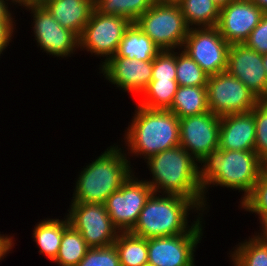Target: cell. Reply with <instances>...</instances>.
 I'll list each match as a JSON object with an SVG mask.
<instances>
[{"label": "cell", "instance_id": "1", "mask_svg": "<svg viewBox=\"0 0 267 266\" xmlns=\"http://www.w3.org/2000/svg\"><path fill=\"white\" fill-rule=\"evenodd\" d=\"M199 164V182L203 189L205 209L208 212L210 205L207 202V193L211 187H226L228 190L244 193L239 201L241 204L252 192L260 175L267 169V165L255 151L220 148L212 150Z\"/></svg>", "mask_w": 267, "mask_h": 266}, {"label": "cell", "instance_id": "2", "mask_svg": "<svg viewBox=\"0 0 267 266\" xmlns=\"http://www.w3.org/2000/svg\"><path fill=\"white\" fill-rule=\"evenodd\" d=\"M191 213H197L193 222L188 219ZM204 215L205 212L190 199L153 192L130 233L145 239L185 233H204L203 224L205 223L202 222Z\"/></svg>", "mask_w": 267, "mask_h": 266}, {"label": "cell", "instance_id": "3", "mask_svg": "<svg viewBox=\"0 0 267 266\" xmlns=\"http://www.w3.org/2000/svg\"><path fill=\"white\" fill-rule=\"evenodd\" d=\"M152 174L145 179L154 193L183 196L192 200L205 214L204 194L199 182V162L182 146L150 156L144 161Z\"/></svg>", "mask_w": 267, "mask_h": 266}, {"label": "cell", "instance_id": "4", "mask_svg": "<svg viewBox=\"0 0 267 266\" xmlns=\"http://www.w3.org/2000/svg\"><path fill=\"white\" fill-rule=\"evenodd\" d=\"M134 112L123 135L125 143L121 144L128 158L135 156L145 161L152 155L180 146L179 118L173 112L140 105Z\"/></svg>", "mask_w": 267, "mask_h": 266}, {"label": "cell", "instance_id": "5", "mask_svg": "<svg viewBox=\"0 0 267 266\" xmlns=\"http://www.w3.org/2000/svg\"><path fill=\"white\" fill-rule=\"evenodd\" d=\"M130 161L125 149L110 145L78 173L71 202L105 204L135 171Z\"/></svg>", "mask_w": 267, "mask_h": 266}, {"label": "cell", "instance_id": "6", "mask_svg": "<svg viewBox=\"0 0 267 266\" xmlns=\"http://www.w3.org/2000/svg\"><path fill=\"white\" fill-rule=\"evenodd\" d=\"M135 23L161 51L182 49L189 31L176 1L155 0Z\"/></svg>", "mask_w": 267, "mask_h": 266}, {"label": "cell", "instance_id": "7", "mask_svg": "<svg viewBox=\"0 0 267 266\" xmlns=\"http://www.w3.org/2000/svg\"><path fill=\"white\" fill-rule=\"evenodd\" d=\"M132 22L120 15H105L94 9L79 36V50L104 58L99 68L113 57L126 29Z\"/></svg>", "mask_w": 267, "mask_h": 266}, {"label": "cell", "instance_id": "8", "mask_svg": "<svg viewBox=\"0 0 267 266\" xmlns=\"http://www.w3.org/2000/svg\"><path fill=\"white\" fill-rule=\"evenodd\" d=\"M206 87L209 110L219 117L249 112L260 102L253 92L227 71L210 75Z\"/></svg>", "mask_w": 267, "mask_h": 266}, {"label": "cell", "instance_id": "9", "mask_svg": "<svg viewBox=\"0 0 267 266\" xmlns=\"http://www.w3.org/2000/svg\"><path fill=\"white\" fill-rule=\"evenodd\" d=\"M70 225L78 231L89 248L112 245L120 231L114 226L104 204L70 202Z\"/></svg>", "mask_w": 267, "mask_h": 266}, {"label": "cell", "instance_id": "10", "mask_svg": "<svg viewBox=\"0 0 267 266\" xmlns=\"http://www.w3.org/2000/svg\"><path fill=\"white\" fill-rule=\"evenodd\" d=\"M135 174L137 173L133 172L104 204L111 221L120 232H130L133 229L142 208L153 193L151 186Z\"/></svg>", "mask_w": 267, "mask_h": 266}, {"label": "cell", "instance_id": "11", "mask_svg": "<svg viewBox=\"0 0 267 266\" xmlns=\"http://www.w3.org/2000/svg\"><path fill=\"white\" fill-rule=\"evenodd\" d=\"M32 16L33 36L40 50L54 57H71L79 50V36L61 26L42 5L23 7Z\"/></svg>", "mask_w": 267, "mask_h": 266}, {"label": "cell", "instance_id": "12", "mask_svg": "<svg viewBox=\"0 0 267 266\" xmlns=\"http://www.w3.org/2000/svg\"><path fill=\"white\" fill-rule=\"evenodd\" d=\"M229 47L217 27H203L189 28L182 50L210 76L226 71Z\"/></svg>", "mask_w": 267, "mask_h": 266}, {"label": "cell", "instance_id": "13", "mask_svg": "<svg viewBox=\"0 0 267 266\" xmlns=\"http://www.w3.org/2000/svg\"><path fill=\"white\" fill-rule=\"evenodd\" d=\"M220 118L209 110L179 119L180 146L197 162L219 148Z\"/></svg>", "mask_w": 267, "mask_h": 266}, {"label": "cell", "instance_id": "14", "mask_svg": "<svg viewBox=\"0 0 267 266\" xmlns=\"http://www.w3.org/2000/svg\"><path fill=\"white\" fill-rule=\"evenodd\" d=\"M203 233L147 239L148 263L153 266H196L195 254Z\"/></svg>", "mask_w": 267, "mask_h": 266}, {"label": "cell", "instance_id": "15", "mask_svg": "<svg viewBox=\"0 0 267 266\" xmlns=\"http://www.w3.org/2000/svg\"><path fill=\"white\" fill-rule=\"evenodd\" d=\"M226 71L239 79L256 97L267 100V72L263 54L243 44H230Z\"/></svg>", "mask_w": 267, "mask_h": 266}, {"label": "cell", "instance_id": "16", "mask_svg": "<svg viewBox=\"0 0 267 266\" xmlns=\"http://www.w3.org/2000/svg\"><path fill=\"white\" fill-rule=\"evenodd\" d=\"M98 69L116 89L140 96L152 80L153 60H130L114 55Z\"/></svg>", "mask_w": 267, "mask_h": 266}, {"label": "cell", "instance_id": "17", "mask_svg": "<svg viewBox=\"0 0 267 266\" xmlns=\"http://www.w3.org/2000/svg\"><path fill=\"white\" fill-rule=\"evenodd\" d=\"M263 14L251 0H233L220 9L216 27L229 44H243Z\"/></svg>", "mask_w": 267, "mask_h": 266}, {"label": "cell", "instance_id": "18", "mask_svg": "<svg viewBox=\"0 0 267 266\" xmlns=\"http://www.w3.org/2000/svg\"><path fill=\"white\" fill-rule=\"evenodd\" d=\"M256 125L254 108L220 118L219 148L222 150L255 151Z\"/></svg>", "mask_w": 267, "mask_h": 266}, {"label": "cell", "instance_id": "19", "mask_svg": "<svg viewBox=\"0 0 267 266\" xmlns=\"http://www.w3.org/2000/svg\"><path fill=\"white\" fill-rule=\"evenodd\" d=\"M41 5L62 27L80 36L95 9V0H44Z\"/></svg>", "mask_w": 267, "mask_h": 266}, {"label": "cell", "instance_id": "20", "mask_svg": "<svg viewBox=\"0 0 267 266\" xmlns=\"http://www.w3.org/2000/svg\"><path fill=\"white\" fill-rule=\"evenodd\" d=\"M161 52L160 48L132 22L119 43L116 56L130 60L151 61Z\"/></svg>", "mask_w": 267, "mask_h": 266}, {"label": "cell", "instance_id": "21", "mask_svg": "<svg viewBox=\"0 0 267 266\" xmlns=\"http://www.w3.org/2000/svg\"><path fill=\"white\" fill-rule=\"evenodd\" d=\"M35 225L32 238L38 246V252L53 262L59 252L63 231L70 225L68 217L64 216V219L46 218Z\"/></svg>", "mask_w": 267, "mask_h": 266}, {"label": "cell", "instance_id": "22", "mask_svg": "<svg viewBox=\"0 0 267 266\" xmlns=\"http://www.w3.org/2000/svg\"><path fill=\"white\" fill-rule=\"evenodd\" d=\"M179 119L209 111L206 86H179L168 109Z\"/></svg>", "mask_w": 267, "mask_h": 266}, {"label": "cell", "instance_id": "23", "mask_svg": "<svg viewBox=\"0 0 267 266\" xmlns=\"http://www.w3.org/2000/svg\"><path fill=\"white\" fill-rule=\"evenodd\" d=\"M189 28L216 27L220 7L213 0H177Z\"/></svg>", "mask_w": 267, "mask_h": 266}, {"label": "cell", "instance_id": "24", "mask_svg": "<svg viewBox=\"0 0 267 266\" xmlns=\"http://www.w3.org/2000/svg\"><path fill=\"white\" fill-rule=\"evenodd\" d=\"M235 246L228 256L232 266H267V242L259 234L254 232Z\"/></svg>", "mask_w": 267, "mask_h": 266}, {"label": "cell", "instance_id": "25", "mask_svg": "<svg viewBox=\"0 0 267 266\" xmlns=\"http://www.w3.org/2000/svg\"><path fill=\"white\" fill-rule=\"evenodd\" d=\"M113 244L121 266H142L148 263L147 239L130 232H120Z\"/></svg>", "mask_w": 267, "mask_h": 266}, {"label": "cell", "instance_id": "26", "mask_svg": "<svg viewBox=\"0 0 267 266\" xmlns=\"http://www.w3.org/2000/svg\"><path fill=\"white\" fill-rule=\"evenodd\" d=\"M178 87L176 80H151L140 94L138 105L148 109L168 110Z\"/></svg>", "mask_w": 267, "mask_h": 266}, {"label": "cell", "instance_id": "27", "mask_svg": "<svg viewBox=\"0 0 267 266\" xmlns=\"http://www.w3.org/2000/svg\"><path fill=\"white\" fill-rule=\"evenodd\" d=\"M88 249L81 234L69 225L63 231L59 252L53 262L59 266H77Z\"/></svg>", "mask_w": 267, "mask_h": 266}, {"label": "cell", "instance_id": "28", "mask_svg": "<svg viewBox=\"0 0 267 266\" xmlns=\"http://www.w3.org/2000/svg\"><path fill=\"white\" fill-rule=\"evenodd\" d=\"M155 0H95V9L105 15H120L135 22Z\"/></svg>", "mask_w": 267, "mask_h": 266}, {"label": "cell", "instance_id": "29", "mask_svg": "<svg viewBox=\"0 0 267 266\" xmlns=\"http://www.w3.org/2000/svg\"><path fill=\"white\" fill-rule=\"evenodd\" d=\"M176 51V81L178 85L207 86L209 75L182 49Z\"/></svg>", "mask_w": 267, "mask_h": 266}, {"label": "cell", "instance_id": "30", "mask_svg": "<svg viewBox=\"0 0 267 266\" xmlns=\"http://www.w3.org/2000/svg\"><path fill=\"white\" fill-rule=\"evenodd\" d=\"M239 207L244 211L255 213L260 225L267 219V169L260 175L252 192Z\"/></svg>", "mask_w": 267, "mask_h": 266}, {"label": "cell", "instance_id": "31", "mask_svg": "<svg viewBox=\"0 0 267 266\" xmlns=\"http://www.w3.org/2000/svg\"><path fill=\"white\" fill-rule=\"evenodd\" d=\"M256 125L255 152L267 165V100H261L254 107Z\"/></svg>", "mask_w": 267, "mask_h": 266}, {"label": "cell", "instance_id": "32", "mask_svg": "<svg viewBox=\"0 0 267 266\" xmlns=\"http://www.w3.org/2000/svg\"><path fill=\"white\" fill-rule=\"evenodd\" d=\"M77 266H121L114 244L105 247L89 248Z\"/></svg>", "mask_w": 267, "mask_h": 266}, {"label": "cell", "instance_id": "33", "mask_svg": "<svg viewBox=\"0 0 267 266\" xmlns=\"http://www.w3.org/2000/svg\"><path fill=\"white\" fill-rule=\"evenodd\" d=\"M176 50H163L153 59L152 80H176Z\"/></svg>", "mask_w": 267, "mask_h": 266}, {"label": "cell", "instance_id": "34", "mask_svg": "<svg viewBox=\"0 0 267 266\" xmlns=\"http://www.w3.org/2000/svg\"><path fill=\"white\" fill-rule=\"evenodd\" d=\"M244 44L254 51L267 53V13H264L259 24L251 31Z\"/></svg>", "mask_w": 267, "mask_h": 266}, {"label": "cell", "instance_id": "35", "mask_svg": "<svg viewBox=\"0 0 267 266\" xmlns=\"http://www.w3.org/2000/svg\"><path fill=\"white\" fill-rule=\"evenodd\" d=\"M16 24H4L0 22V56L5 52L4 50L10 46L12 39L14 37V32H16Z\"/></svg>", "mask_w": 267, "mask_h": 266}, {"label": "cell", "instance_id": "36", "mask_svg": "<svg viewBox=\"0 0 267 266\" xmlns=\"http://www.w3.org/2000/svg\"><path fill=\"white\" fill-rule=\"evenodd\" d=\"M14 236L8 234H1L0 232V262L4 260L7 254L11 253V249L14 248Z\"/></svg>", "mask_w": 267, "mask_h": 266}, {"label": "cell", "instance_id": "37", "mask_svg": "<svg viewBox=\"0 0 267 266\" xmlns=\"http://www.w3.org/2000/svg\"><path fill=\"white\" fill-rule=\"evenodd\" d=\"M9 5H12L9 0H0V22L4 24H15L17 20H14V17L16 16H13L14 13L10 11Z\"/></svg>", "mask_w": 267, "mask_h": 266}, {"label": "cell", "instance_id": "38", "mask_svg": "<svg viewBox=\"0 0 267 266\" xmlns=\"http://www.w3.org/2000/svg\"><path fill=\"white\" fill-rule=\"evenodd\" d=\"M9 1L12 4V7L14 5L26 7L29 5H41L44 0H9Z\"/></svg>", "mask_w": 267, "mask_h": 266}, {"label": "cell", "instance_id": "39", "mask_svg": "<svg viewBox=\"0 0 267 266\" xmlns=\"http://www.w3.org/2000/svg\"><path fill=\"white\" fill-rule=\"evenodd\" d=\"M259 227L260 230H258L256 233L267 242V219Z\"/></svg>", "mask_w": 267, "mask_h": 266}, {"label": "cell", "instance_id": "40", "mask_svg": "<svg viewBox=\"0 0 267 266\" xmlns=\"http://www.w3.org/2000/svg\"><path fill=\"white\" fill-rule=\"evenodd\" d=\"M257 5L264 13H267V0H251Z\"/></svg>", "mask_w": 267, "mask_h": 266}, {"label": "cell", "instance_id": "41", "mask_svg": "<svg viewBox=\"0 0 267 266\" xmlns=\"http://www.w3.org/2000/svg\"><path fill=\"white\" fill-rule=\"evenodd\" d=\"M220 8L226 6L229 2L233 0H213Z\"/></svg>", "mask_w": 267, "mask_h": 266}, {"label": "cell", "instance_id": "42", "mask_svg": "<svg viewBox=\"0 0 267 266\" xmlns=\"http://www.w3.org/2000/svg\"><path fill=\"white\" fill-rule=\"evenodd\" d=\"M263 66L267 72V53L263 54Z\"/></svg>", "mask_w": 267, "mask_h": 266}, {"label": "cell", "instance_id": "43", "mask_svg": "<svg viewBox=\"0 0 267 266\" xmlns=\"http://www.w3.org/2000/svg\"><path fill=\"white\" fill-rule=\"evenodd\" d=\"M142 266H153V265L147 263V264H144V265H142Z\"/></svg>", "mask_w": 267, "mask_h": 266}]
</instances>
